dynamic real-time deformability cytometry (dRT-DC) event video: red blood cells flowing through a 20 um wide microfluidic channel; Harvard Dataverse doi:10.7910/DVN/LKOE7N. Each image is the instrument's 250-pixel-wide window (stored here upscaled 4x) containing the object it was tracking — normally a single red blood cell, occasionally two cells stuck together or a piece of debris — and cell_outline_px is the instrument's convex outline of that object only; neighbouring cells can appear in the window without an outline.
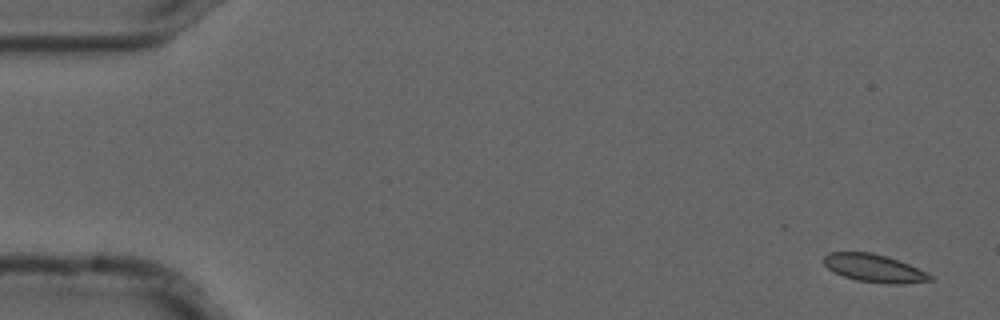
{"species": "common noctule bat (a hibernating species)", "species_latin": "Nyctalus noctula", "temperature_condition": "cold", "stored_images_in_passage": 5, "camera_frame_rate_fps": 3000, "um_per_image_px": 0.085, "animal": {"sex": "male", "forearm_length_mm": 52.5}, "frame": {"image": 1, "passage_image": 1, "time_ms": 0.0, "image_size_px": [1000, 320], "cell_outline_px": [[932, 280], [900, 284], [888, 284], [856, 280], [844, 276], [828, 268], [824, 264], [824, 256], [828, 252], [872, 252], [900, 260], [932, 276]], "centroid_in_image_um": [74.28, 22.79], "position_along_channel_um": 10.7, "area_um2": 17.05}}
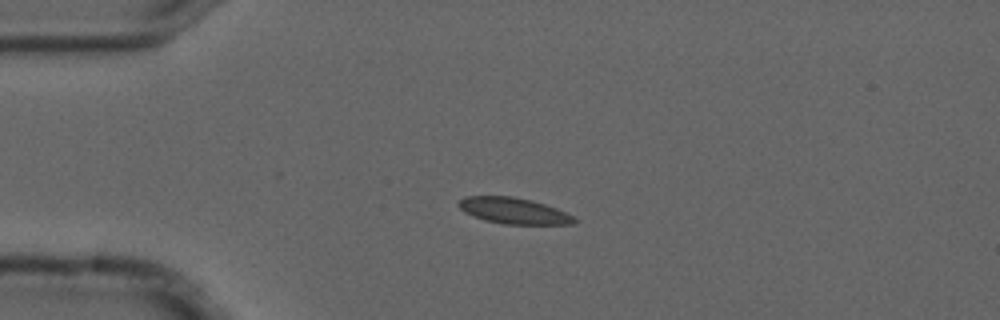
{"frame": {"image": 2, "passage_image": 4, "time_ms": 1.0, "image_size_px": [1000, 320], "cell_outline_px": [[580, 220], [576, 224], [504, 224], [484, 220], [464, 212], [456, 204], [464, 196], [512, 196], [532, 200], [556, 208]], "centroid_in_image_um": [43.66, 17.91], "position_along_channel_um": 41.3, "area_um2": 17.63}}